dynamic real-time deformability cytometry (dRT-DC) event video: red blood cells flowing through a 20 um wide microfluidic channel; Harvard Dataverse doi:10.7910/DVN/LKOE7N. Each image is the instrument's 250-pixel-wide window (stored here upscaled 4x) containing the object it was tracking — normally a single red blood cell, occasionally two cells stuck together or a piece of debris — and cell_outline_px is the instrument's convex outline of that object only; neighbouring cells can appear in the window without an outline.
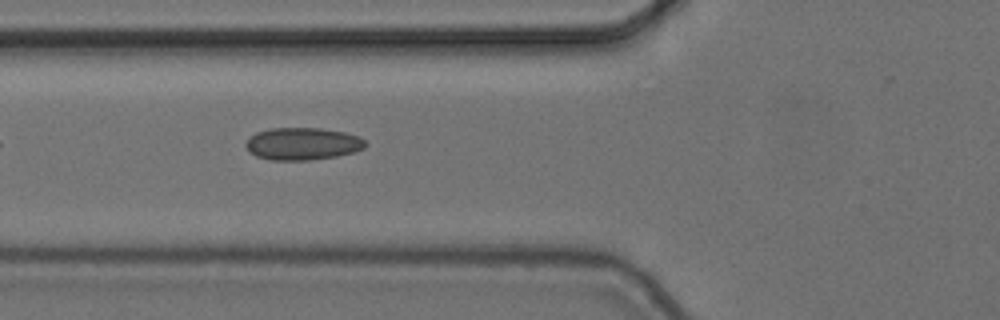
{"species": "common noctule bat (a hibernating species)", "species_latin": "Nyctalus noctula", "temperature_condition": "cold", "stored_images_in_passage": 5, "camera_frame_rate_fps": 3000, "um_per_image_px": 0.085, "animal": {"sex": "female", "body_mass_g": 24.6, "forearm_length_mm": 56.2}, "frame": {"image": 1, "passage_image": 5, "time_ms": 1.333, "image_size_px": [1000, 320], "cell_outline_px": [[368, 144], [364, 148], [352, 152], [336, 156], [308, 160], [268, 160], [256, 156], [248, 152], [244, 144], [256, 132], [272, 128], [320, 128], [344, 132], [360, 136]], "centroid_in_image_um": [25.71, 12.22], "position_along_channel_um": 100.1, "area_um2": 22.6}}